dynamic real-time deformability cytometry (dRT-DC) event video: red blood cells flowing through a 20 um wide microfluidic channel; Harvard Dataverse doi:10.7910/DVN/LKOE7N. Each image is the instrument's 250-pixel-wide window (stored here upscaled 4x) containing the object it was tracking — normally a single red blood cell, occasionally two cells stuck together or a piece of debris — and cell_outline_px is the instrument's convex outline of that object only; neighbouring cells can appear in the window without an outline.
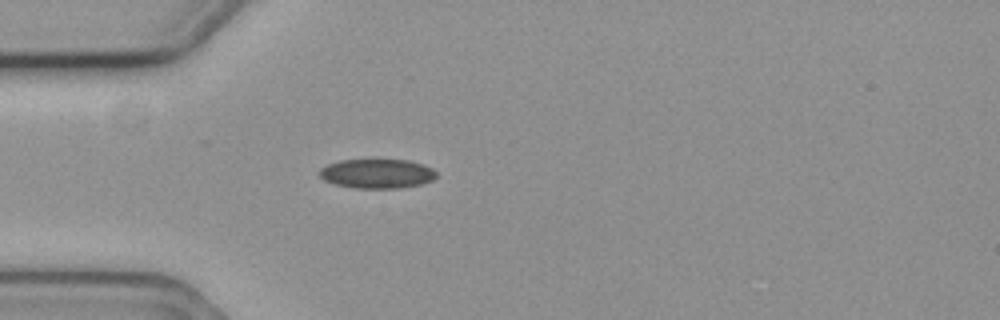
{"species": "common noctule bat (a hibernating species)", "species_latin": "Nyctalus noctula", "temperature_condition": "cold", "stored_images_in_passage": 3, "camera_frame_rate_fps": 3000, "um_per_image_px": 0.085, "animal": {"sex": "female", "body_mass_g": 19.3, "forearm_length_mm": 54.1}, "frame": {"image": 1, "passage_image": 3, "time_ms": 0.667, "image_size_px": [1000, 320], "cell_outline_px": [[436, 176], [432, 180], [420, 184], [400, 188], [352, 188], [336, 184], [324, 180], [320, 176], [320, 168], [328, 164], [340, 160], [408, 160], [424, 164], [432, 168], [436, 172]], "centroid_in_image_um": [32.05, 14.76], "position_along_channel_um": 52.9, "area_um2": 19.94}}